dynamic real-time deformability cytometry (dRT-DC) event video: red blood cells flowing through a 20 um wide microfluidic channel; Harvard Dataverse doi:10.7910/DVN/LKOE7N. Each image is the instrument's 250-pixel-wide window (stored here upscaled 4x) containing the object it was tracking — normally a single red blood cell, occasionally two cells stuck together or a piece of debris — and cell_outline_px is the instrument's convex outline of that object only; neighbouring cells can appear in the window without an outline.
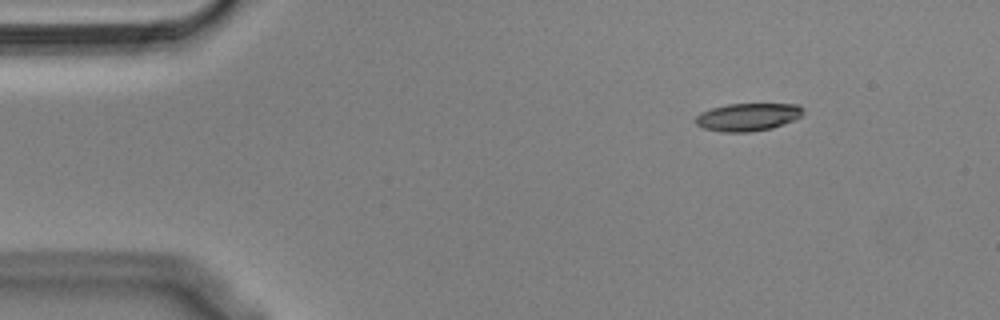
{"species": "Egyptian fruit bat (a non-hibernating species)", "species_latin": "Rousettus aegyptiacus", "temperature_condition": "cold", "stored_images_in_passage": 50, "camera_frame_rate_fps": 3000, "um_per_image_px": 0.085, "animal": {"sex": "male"}, "frame": {"image": 1, "passage_image": 1, "time_ms": 0.0, "image_size_px": [1000, 320], "cell_outline_px": [[804, 112], [800, 116], [784, 124], [772, 128], [748, 132], [720, 132], [704, 128], [696, 124], [696, 116], [700, 112], [712, 108], [728, 104], [796, 104], [804, 108]], "centroid_in_image_um": [63.56, 9.94], "position_along_channel_um": 21.4, "area_um2": 17.34}}
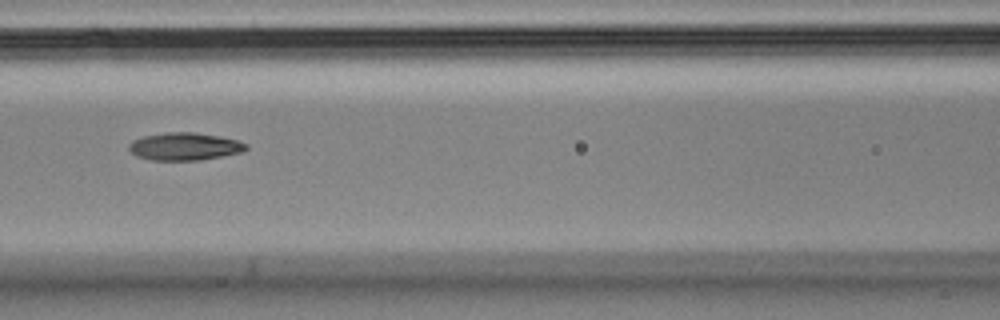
{"frame": {"image": 2, "passage_image": 18, "time_ms": 5.667, "image_size_px": [1000, 320], "cell_outline_px": [[248, 148], [244, 152], [200, 160], [152, 160], [136, 156], [128, 148], [128, 144], [132, 140], [144, 136], [168, 132], [196, 132], [220, 136], [236, 140], [248, 144]], "centroid_in_image_um": [15.71, 12.45], "position_along_channel_um": 150.9, "area_um2": 18.96}}
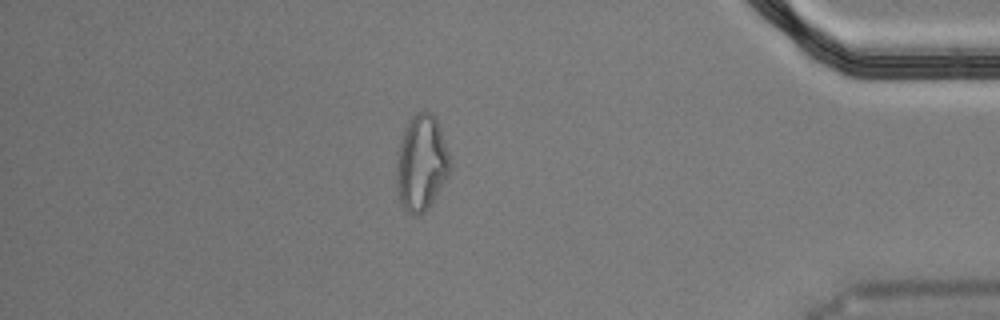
{"frame": {"image": 3, "passage_image": 42, "time_ms": 13.667, "image_size_px": [1000, 320], "cell_outline_px": [[452, 168], [448, 176], [428, 208], [424, 212], [416, 216], [408, 212], [404, 208], [400, 200], [396, 184], [396, 152], [404, 128], [412, 116], [416, 112], [432, 112], [440, 128], [448, 152]], "centroid_in_image_um": [35.8, 13.85], "position_along_channel_um": 399.4, "area_um2": 30.0}, "authors_computed_cell_mechanics": {"area_um2": 18.9295, "velocity_mm_per_s": 3.5825, "shape_relaxation_time_tau1_ms": null, "shape_relaxation_time_tau2_ms": 6.077, "deformation_change_tau1": null, "deformation_change_tau2": 0.124}}